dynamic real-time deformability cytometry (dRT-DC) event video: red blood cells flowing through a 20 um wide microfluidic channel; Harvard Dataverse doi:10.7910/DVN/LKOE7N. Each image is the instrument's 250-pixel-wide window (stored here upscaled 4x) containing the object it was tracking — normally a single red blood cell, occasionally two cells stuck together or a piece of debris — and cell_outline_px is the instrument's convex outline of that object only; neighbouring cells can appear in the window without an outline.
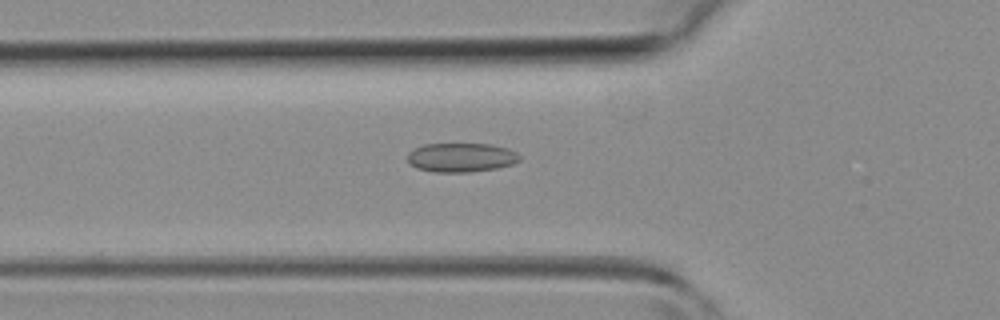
{"species": "common noctule bat (a hibernating species)", "species_latin": "Nyctalus noctula", "temperature_condition": "room temperature", "stored_images_in_passage": 29, "camera_frame_rate_fps": 3000, "um_per_image_px": 0.085, "animal": {"sex": "female", "body_mass_g": 19.3, "forearm_length_mm": 54.1}, "frame": {"image": 1, "passage_image": 3, "time_ms": 0.667, "image_size_px": [1000, 320], "cell_outline_px": [[520, 160], [512, 164], [496, 168], [472, 172], [432, 172], [416, 168], [408, 164], [408, 152], [424, 144], [492, 144], [508, 148], [516, 152], [520, 156]], "centroid_in_image_um": [39.19, 13.39], "position_along_channel_um": 86.6, "area_um2": 19.13}}
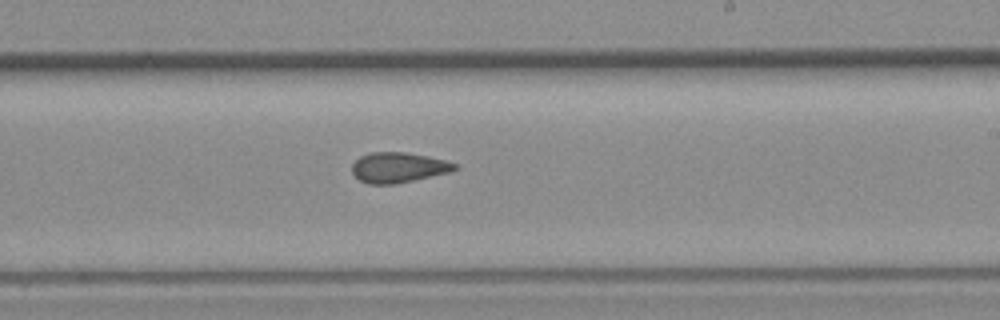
{"frame": {"image": 2, "passage_image": 14, "time_ms": 4.333, "image_size_px": [1000, 320], "cell_outline_px": [[460, 168], [452, 172], [396, 184], [368, 184], [360, 180], [352, 172], [352, 164], [360, 156], [372, 152], [404, 152], [428, 156], [444, 160], [456, 164]], "centroid_in_image_um": [33.89, 14.24], "position_along_channel_um": 255.1, "area_um2": 18.21}}
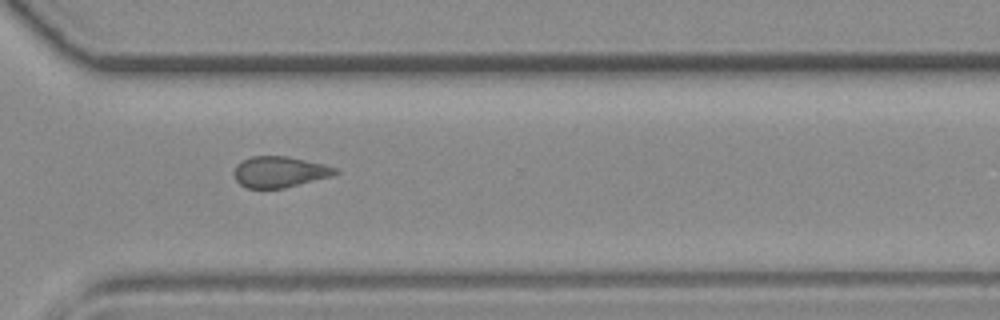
{"frame": {"image": 3, "passage_image": 20, "time_ms": 6.333, "image_size_px": [1000, 320], "cell_outline_px": [[340, 172], [332, 176], [284, 188], [248, 188], [240, 184], [236, 180], [236, 164], [252, 156], [288, 156], [324, 164], [336, 168]], "centroid_in_image_um": [23.8, 14.61], "position_along_channel_um": 346.8, "area_um2": 18.09}}